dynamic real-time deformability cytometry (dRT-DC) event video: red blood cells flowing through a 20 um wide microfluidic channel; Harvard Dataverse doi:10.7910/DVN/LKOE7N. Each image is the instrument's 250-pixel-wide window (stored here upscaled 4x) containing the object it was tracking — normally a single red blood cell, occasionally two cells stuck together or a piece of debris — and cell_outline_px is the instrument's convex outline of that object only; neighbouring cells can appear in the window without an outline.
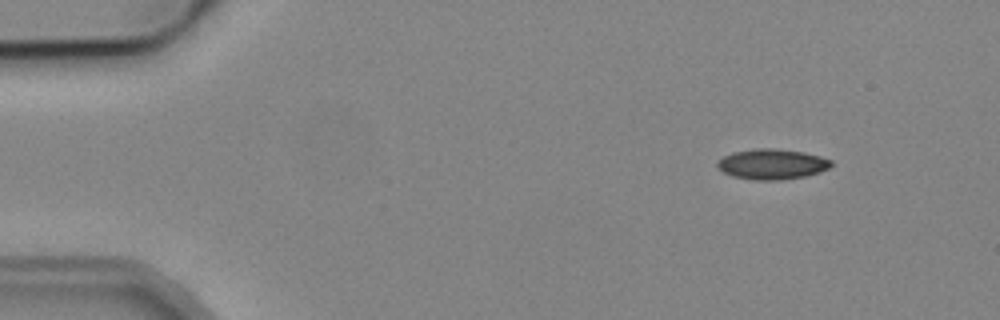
{"species": "common noctule bat (a hibernating species)", "species_latin": "Nyctalus noctula", "temperature_condition": "cold", "stored_images_in_passage": 4, "camera_frame_rate_fps": 3000, "um_per_image_px": 0.085, "animal": {"sex": "male", "body_mass_g": 19.2, "forearm_length_mm": 51.8}, "frame": {"image": 1, "passage_image": 1, "time_ms": 0.0, "image_size_px": [1000, 320], "cell_outline_px": [[832, 164], [828, 168], [820, 172], [804, 176], [780, 180], [752, 180], [732, 176], [724, 172], [716, 164], [724, 156], [732, 152], [756, 148], [776, 148], [804, 152], [820, 156], [832, 160]], "centroid_in_image_um": [65.63, 13.95], "position_along_channel_um": 19.4, "area_um2": 20.11}}
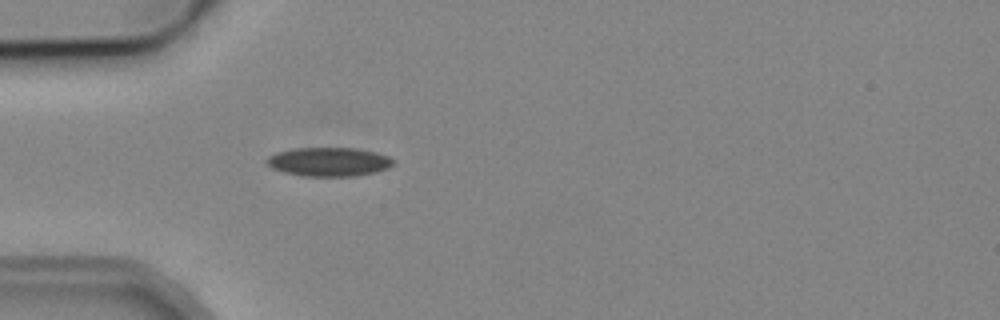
{"frame": {"image": 2, "passage_image": 4, "time_ms": 3.333, "image_size_px": [1000, 320], "cell_outline_px": [[396, 164], [388, 168], [376, 172], [352, 176], [304, 176], [284, 172], [272, 168], [264, 164], [264, 160], [268, 156], [276, 152], [292, 148], [356, 148], [376, 152], [388, 156], [396, 160]], "centroid_in_image_um": [27.95, 13.75], "position_along_channel_um": 57.1, "area_um2": 21.62}}